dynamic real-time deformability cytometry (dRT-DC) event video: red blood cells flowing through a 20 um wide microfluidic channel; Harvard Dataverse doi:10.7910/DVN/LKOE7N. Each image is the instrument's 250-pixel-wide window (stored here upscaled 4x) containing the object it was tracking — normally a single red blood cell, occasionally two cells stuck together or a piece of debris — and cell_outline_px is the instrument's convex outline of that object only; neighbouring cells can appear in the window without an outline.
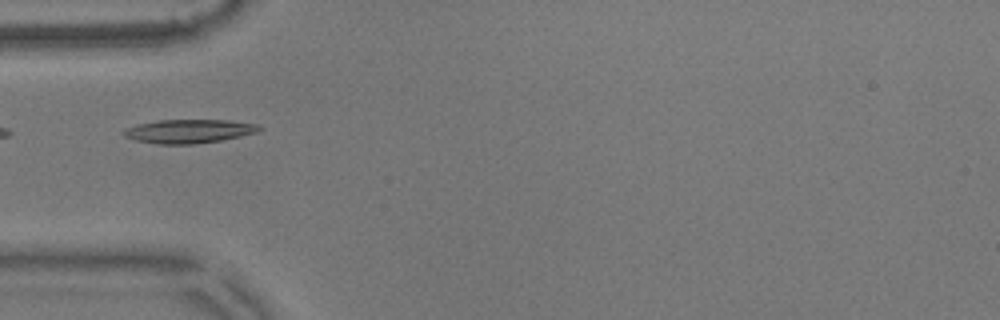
{"species": "common noctule bat (a hibernating species)", "species_latin": "Nyctalus noctula", "temperature_condition": "warm", "stored_images_in_passage": 39, "camera_frame_rate_fps": 3000, "um_per_image_px": 0.085, "animal": {"sex": "male", "body_mass_g": 17.9}, "frame": {"image": 1, "passage_image": 1, "time_ms": 0.0, "image_size_px": [1000, 320], "cell_outline_px": [[264, 128], [256, 132], [240, 136], [220, 140], [192, 144], [156, 144], [136, 140], [124, 136], [120, 132], [124, 128], [136, 124], [156, 120], [228, 120], [260, 124]], "centroid_in_image_um": [16.02, 11.14], "position_along_channel_um": 69.0, "area_um2": 18.9}, "authors_computed_cell_mechanics": {"area_um2": 17.5712, "velocity_mm_per_s": 3.5812, "shape_relaxation_time_tau1_ms": 2.9015, "shape_relaxation_time_tau2_ms": 1.9286, "deformation_change_tau1": 0.1369, "deformation_change_tau2": 0.0769}}